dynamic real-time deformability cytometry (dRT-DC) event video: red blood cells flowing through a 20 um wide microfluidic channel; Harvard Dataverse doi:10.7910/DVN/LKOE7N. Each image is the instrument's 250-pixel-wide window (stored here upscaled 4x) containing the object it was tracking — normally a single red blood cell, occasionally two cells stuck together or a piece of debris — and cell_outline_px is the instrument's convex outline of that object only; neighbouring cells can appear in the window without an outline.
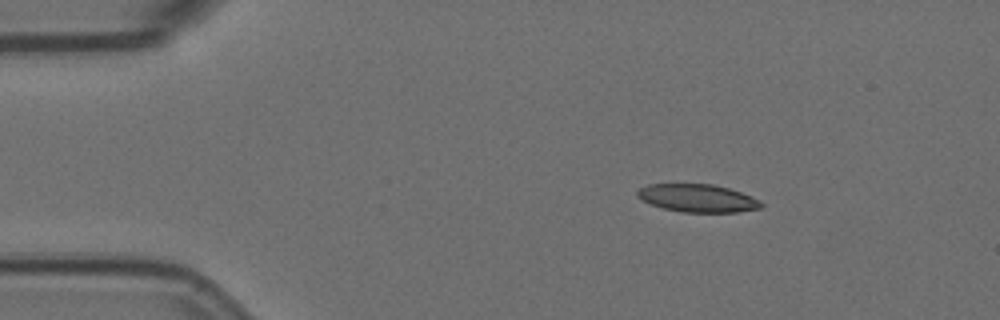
{"species": "Egyptian fruit bat (a non-hibernating species)", "species_latin": "Rousettus aegyptiacus", "temperature_condition": "room temperature", "stored_images_in_passage": 3, "camera_frame_rate_fps": 3000, "um_per_image_px": 0.085, "animal": {"sex": "female"}, "frame": {"image": 1, "passage_image": 1, "time_ms": 0.0, "image_size_px": [1000, 320], "cell_outline_px": [[764, 204], [760, 208], [736, 212], [680, 212], [664, 208], [652, 204], [636, 196], [636, 192], [640, 188], [648, 184], [712, 184], [728, 188], [752, 196], [760, 200]], "centroid_in_image_um": [59.31, 16.84], "position_along_channel_um": 25.7, "area_um2": 20.0}}